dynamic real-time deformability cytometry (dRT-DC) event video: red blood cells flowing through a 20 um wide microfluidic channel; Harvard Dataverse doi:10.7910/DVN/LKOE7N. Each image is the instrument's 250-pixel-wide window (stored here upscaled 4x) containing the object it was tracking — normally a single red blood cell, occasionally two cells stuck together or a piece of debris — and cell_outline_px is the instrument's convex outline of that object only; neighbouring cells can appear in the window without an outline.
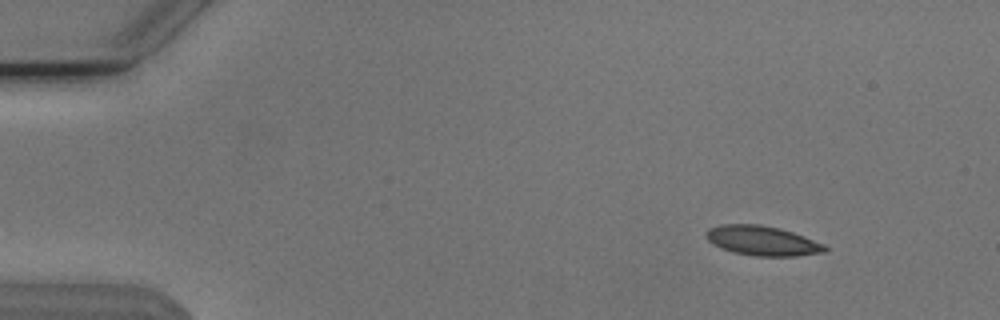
{"species": "Egyptian fruit bat (a non-hibernating species)", "species_latin": "Rousettus aegyptiacus", "temperature_condition": "cold", "stored_images_in_passage": 49, "camera_frame_rate_fps": 3000, "um_per_image_px": 0.085, "animal": {"sex": "male"}, "frame": {"image": 1, "passage_image": 1, "time_ms": 0.0, "image_size_px": [1000, 320], "cell_outline_px": [[828, 252], [796, 256], [756, 256], [732, 252], [720, 248], [712, 244], [704, 236], [704, 232], [708, 228], [720, 224], [756, 224], [780, 228], [804, 236], [824, 244], [828, 248]], "centroid_in_image_um": [64.77, 20.46], "position_along_channel_um": 20.2, "area_um2": 20.81}}
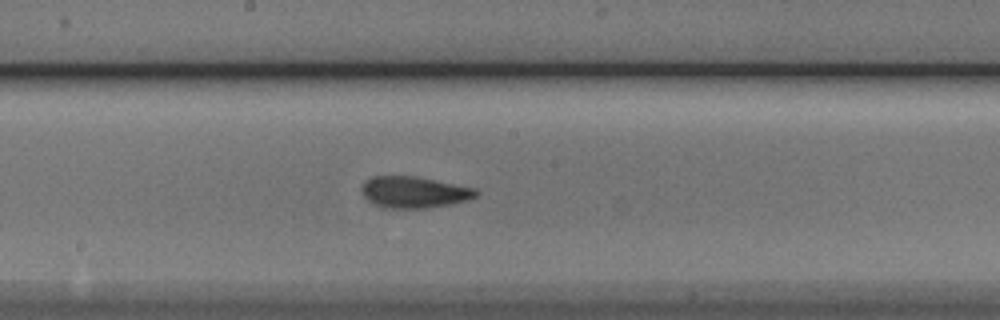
{"frame": {"image": 2, "passage_image": 24, "time_ms": 7.667, "image_size_px": [1000, 320], "cell_outline_px": [[480, 192], [476, 196], [468, 200], [452, 204], [424, 208], [384, 208], [372, 204], [364, 196], [360, 188], [364, 180], [372, 176], [416, 176], [476, 188]], "centroid_in_image_um": [35.18, 16.33], "position_along_channel_um": 213.0, "area_um2": 21.21}}
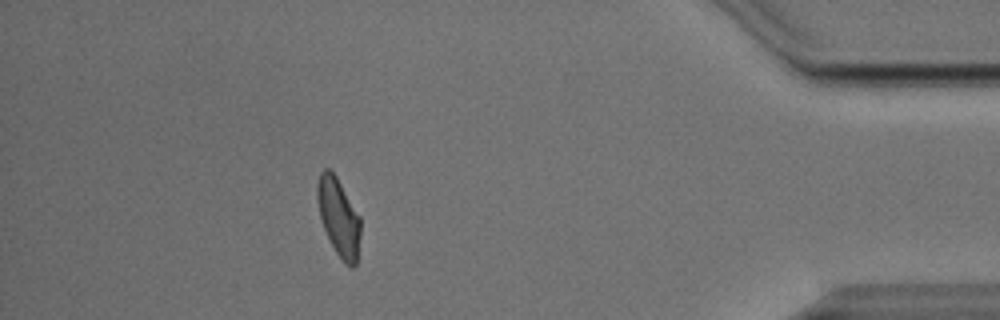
{"frame": {"image": 3, "passage_image": 43, "time_ms": 14.0, "image_size_px": [1000, 320], "cell_outline_px": [[360, 236], [356, 264], [352, 268], [344, 264], [336, 252], [324, 228], [320, 216], [316, 196], [316, 188], [320, 172], [324, 168], [328, 168], [336, 176], [360, 216]], "centroid_in_image_um": [28.78, 18.46], "position_along_channel_um": 406.4, "area_um2": 19.48}, "authors_computed_cell_mechanics": {"area_um2": 20.4034, "velocity_mm_per_s": 3.7989, "shape_relaxation_time_tau1_ms": 4.5182, "shape_relaxation_time_tau2_ms": 1.5906, "deformation_change_tau1": 0.1165, "deformation_change_tau2": 0.0627}}